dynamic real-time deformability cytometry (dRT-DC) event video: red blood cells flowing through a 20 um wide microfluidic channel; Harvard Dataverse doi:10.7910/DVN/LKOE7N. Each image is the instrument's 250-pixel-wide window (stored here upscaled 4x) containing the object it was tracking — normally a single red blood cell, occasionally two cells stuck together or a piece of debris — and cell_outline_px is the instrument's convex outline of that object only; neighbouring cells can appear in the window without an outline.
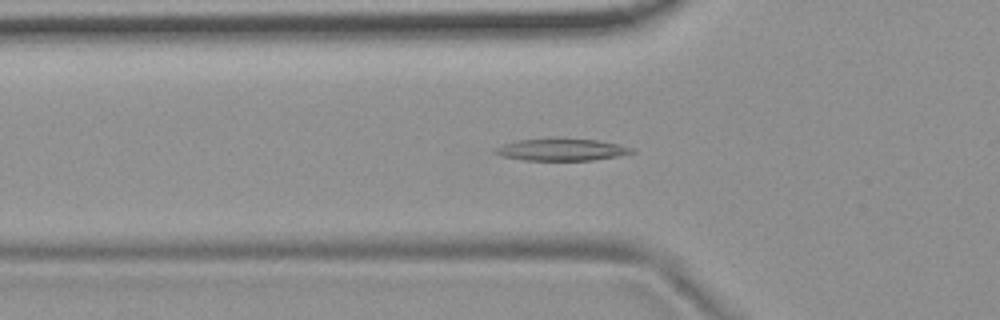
{"species": "common noctule bat (a hibernating species)", "species_latin": "Nyctalus noctula", "temperature_condition": "room temperature", "stored_images_in_passage": 47, "camera_frame_rate_fps": 3000, "um_per_image_px": 0.085, "animal": {"sex": "female", "body_mass_g": 19.9}, "frame": {"image": 1, "passage_image": 10, "time_ms": 3.0, "image_size_px": [1000, 320], "cell_outline_px": [[636, 152], [616, 156], [592, 160], [524, 160], [500, 156], [492, 152], [492, 148], [516, 140], [596, 140], [620, 144], [636, 148]], "centroid_in_image_um": [47.72, 12.74], "position_along_channel_um": 78.1, "area_um2": 17.17}}
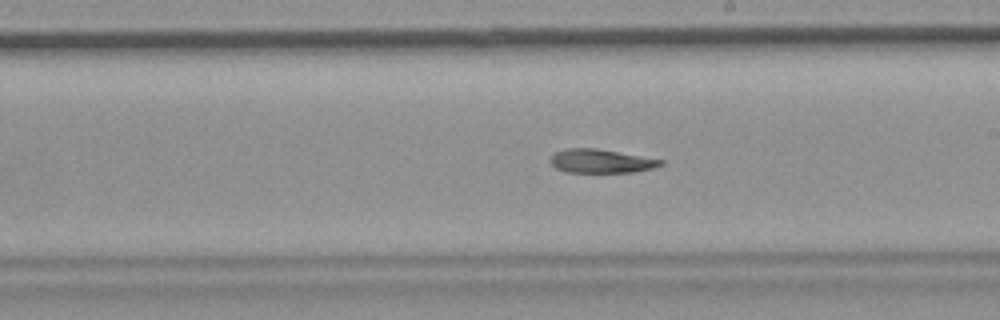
{"frame": {"image": 2, "passage_image": 23, "time_ms": 7.333, "image_size_px": [1000, 320], "cell_outline_px": [[664, 164], [652, 168], [632, 172], [564, 172], [556, 168], [548, 160], [556, 152], [568, 148], [596, 148], [664, 160]], "centroid_in_image_um": [51.07, 13.69], "position_along_channel_um": 237.9, "area_um2": 15.14}}
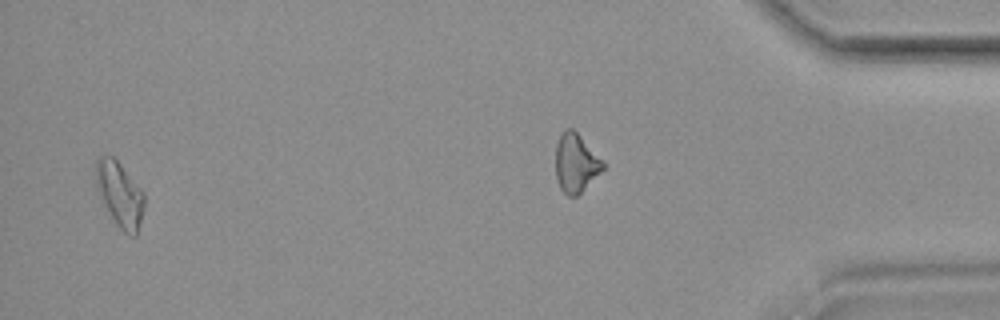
{"frame": {"image": 3, "passage_image": 45, "time_ms": 14.667, "image_size_px": [1000, 320], "cell_outline_px": [[144, 208], [136, 236], [128, 236], [116, 224], [104, 204], [96, 188], [96, 160], [100, 156], [112, 156], [120, 164], [144, 192]], "centroid_in_image_um": [10.19, 16.53], "position_along_channel_um": 425.0, "area_um2": 18.09}}